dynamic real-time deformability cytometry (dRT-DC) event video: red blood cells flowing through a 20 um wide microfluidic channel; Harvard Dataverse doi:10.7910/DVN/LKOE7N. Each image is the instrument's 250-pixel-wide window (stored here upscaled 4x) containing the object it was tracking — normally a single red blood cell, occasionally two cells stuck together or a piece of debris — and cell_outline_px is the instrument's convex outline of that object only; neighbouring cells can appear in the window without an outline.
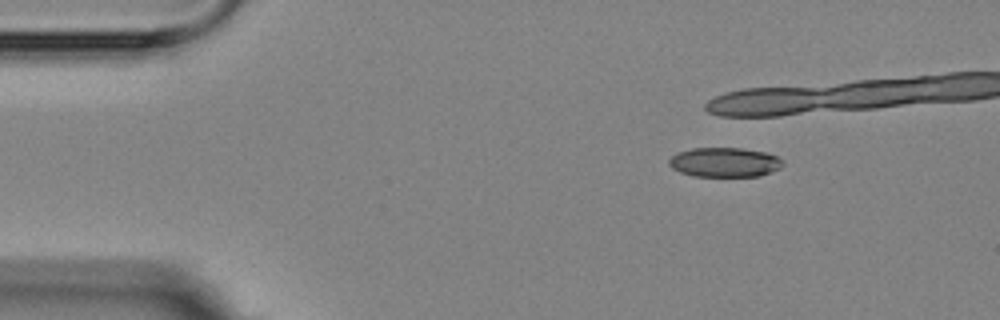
{"species": "Egyptian fruit bat (a non-hibernating species)", "species_latin": "Rousettus aegyptiacus", "temperature_condition": "room temperature", "stored_images_in_passage": 6, "camera_frame_rate_fps": 3000, "um_per_image_px": 0.085, "animal": {"sex": "female"}, "frame": {"image": 1, "passage_image": 1, "time_ms": 0.0, "image_size_px": [1000, 320], "cell_outline_px": [[784, 164], [780, 168], [760, 176], [692, 176], [680, 172], [672, 168], [668, 164], [668, 160], [676, 152], [692, 148], [740, 148], [768, 152], [776, 156]], "centroid_in_image_um": [61.56, 13.79], "position_along_channel_um": 23.4, "area_um2": 19.65}}